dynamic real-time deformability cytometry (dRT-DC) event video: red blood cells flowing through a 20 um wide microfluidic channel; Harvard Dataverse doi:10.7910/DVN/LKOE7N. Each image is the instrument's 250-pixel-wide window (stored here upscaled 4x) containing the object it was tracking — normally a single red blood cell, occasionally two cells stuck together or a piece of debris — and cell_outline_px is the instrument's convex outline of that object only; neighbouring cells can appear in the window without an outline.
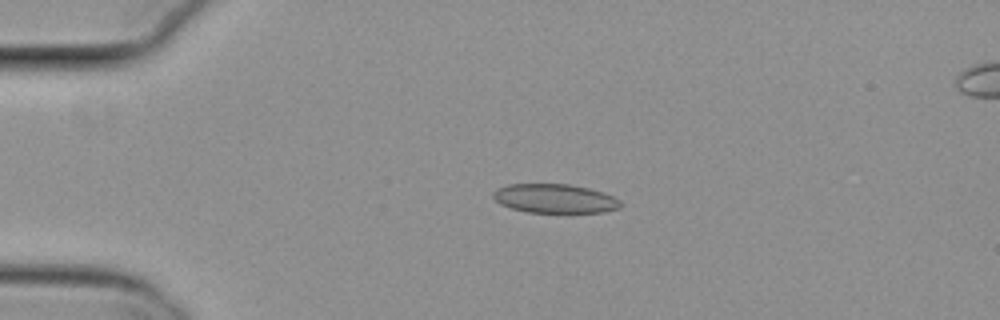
{"species": "common noctule bat (a hibernating species)", "species_latin": "Nyctalus noctula", "temperature_condition": "cold", "stored_images_in_passage": 35, "camera_frame_rate_fps": 3000, "um_per_image_px": 0.085, "animal": {"sex": "female", "body_mass_g": 29.2, "forearm_length_mm": 56.3}, "frame": {"image": 1, "passage_image": 5, "time_ms": 1.333, "image_size_px": [1000, 320], "cell_outline_px": [[620, 208], [604, 212], [528, 212], [512, 208], [500, 204], [492, 196], [492, 192], [496, 188], [508, 184], [568, 184], [588, 188], [604, 192], [620, 200]], "centroid_in_image_um": [47.14, 16.87], "position_along_channel_um": 37.9, "area_um2": 21.5}}
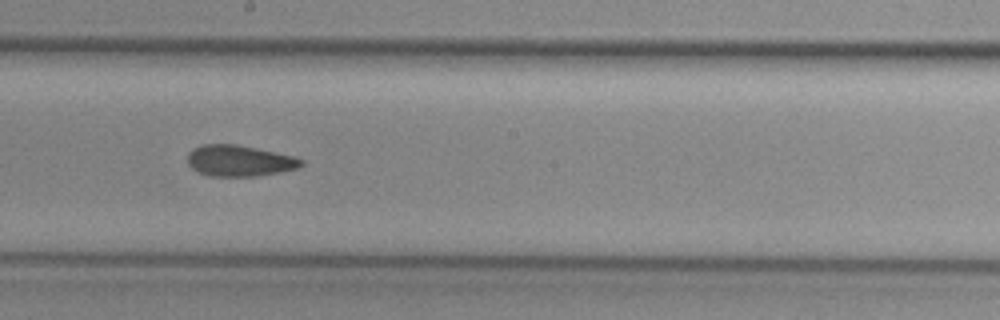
{"frame": {"image": 2, "passage_image": 23, "time_ms": 7.333, "image_size_px": [1000, 320], "cell_outline_px": [[304, 164], [300, 168], [280, 172], [256, 176], [208, 176], [196, 172], [188, 164], [188, 152], [204, 144], [236, 144], [296, 156], [304, 160]], "centroid_in_image_um": [20.38, 13.67], "position_along_channel_um": 227.8, "area_um2": 20.81}}
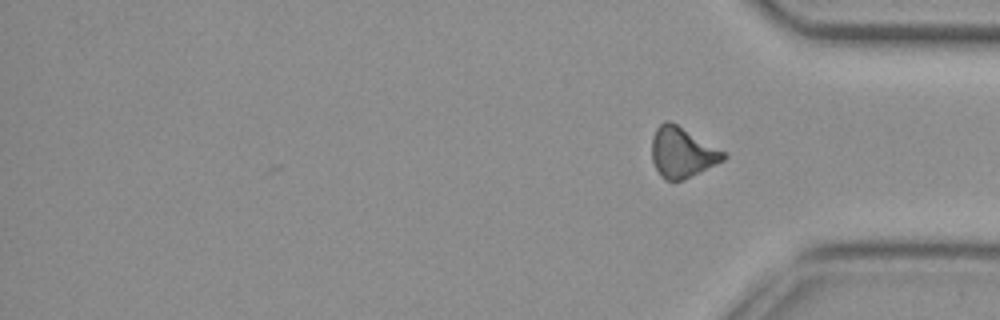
{"frame": {"image": 3, "passage_image": 35, "time_ms": 11.333, "image_size_px": [1000, 320], "cell_outline_px": [[728, 156], [724, 160], [684, 180], [664, 180], [660, 176], [652, 160], [652, 136], [656, 128], [664, 120], [668, 120], [676, 124], [728, 152]], "centroid_in_image_um": [58.0, 12.95], "position_along_channel_um": 377.2, "area_um2": 21.21}, "authors_computed_cell_mechanics": {"area_um2": 21.2126, "velocity_mm_per_s": 3.8288, "shape_relaxation_time_tau1_ms": null, "shape_relaxation_time_tau2_ms": 4.2147, "deformation_change_tau1": null, "deformation_change_tau2": 0.104}}